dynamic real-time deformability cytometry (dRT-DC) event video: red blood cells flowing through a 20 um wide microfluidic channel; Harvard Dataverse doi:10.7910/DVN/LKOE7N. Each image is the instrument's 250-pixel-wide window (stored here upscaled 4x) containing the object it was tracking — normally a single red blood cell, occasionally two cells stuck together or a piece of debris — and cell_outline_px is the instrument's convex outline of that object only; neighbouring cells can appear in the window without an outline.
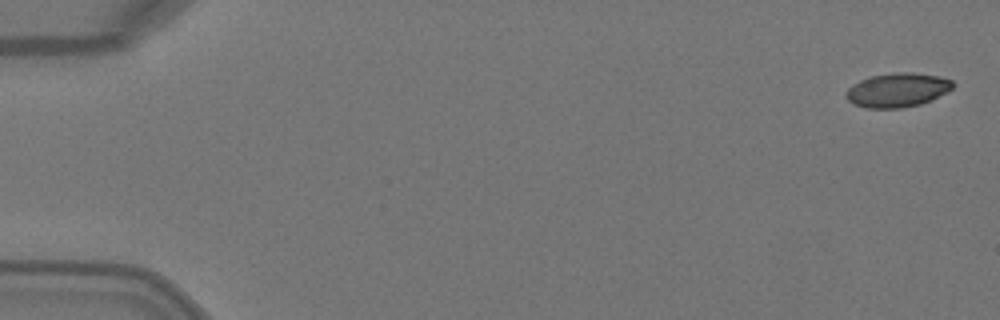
{"species": "Egyptian fruit bat (a non-hibernating species)", "species_latin": "Rousettus aegyptiacus", "temperature_condition": "warm", "stored_images_in_passage": 3, "camera_frame_rate_fps": 3000, "um_per_image_px": 0.085, "animal": {"sex": "female"}, "frame": {"image": 1, "passage_image": 1, "time_ms": 0.0, "image_size_px": [1000, 320], "cell_outline_px": [[956, 84], [948, 92], [932, 100], [920, 104], [900, 108], [868, 108], [852, 104], [844, 96], [844, 92], [852, 84], [860, 80], [872, 76], [892, 72], [912, 72], [940, 76], [952, 80]], "centroid_in_image_um": [76.28, 7.65], "position_along_channel_um": 8.7, "area_um2": 21.56}}